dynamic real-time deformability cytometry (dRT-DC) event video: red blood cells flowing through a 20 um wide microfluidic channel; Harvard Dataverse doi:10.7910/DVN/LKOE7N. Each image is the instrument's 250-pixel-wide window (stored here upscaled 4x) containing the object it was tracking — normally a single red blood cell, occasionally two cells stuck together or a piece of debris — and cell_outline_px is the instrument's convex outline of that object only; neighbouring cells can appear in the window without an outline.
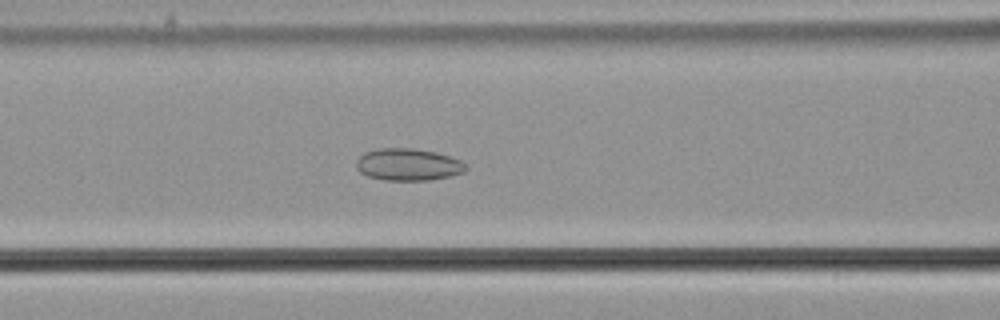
{"species": "common noctule bat (a hibernating species)", "species_latin": "Nyctalus noctula", "temperature_condition": "cold", "stored_images_in_passage": 57, "camera_frame_rate_fps": 3000, "um_per_image_px": 0.085, "animal": {"sex": "male", "body_mass_g": 21.5, "forearm_length_mm": 52.0}, "frame": {"image": 1, "passage_image": 25, "time_ms": 8.0, "image_size_px": [1000, 320], "cell_outline_px": [[468, 168], [464, 172], [448, 176], [428, 180], [388, 180], [368, 176], [360, 172], [356, 168], [356, 160], [364, 152], [376, 148], [412, 148], [436, 152], [460, 160]], "centroid_in_image_um": [34.66, 13.97], "position_along_channel_um": 131.9, "area_um2": 20.4}}
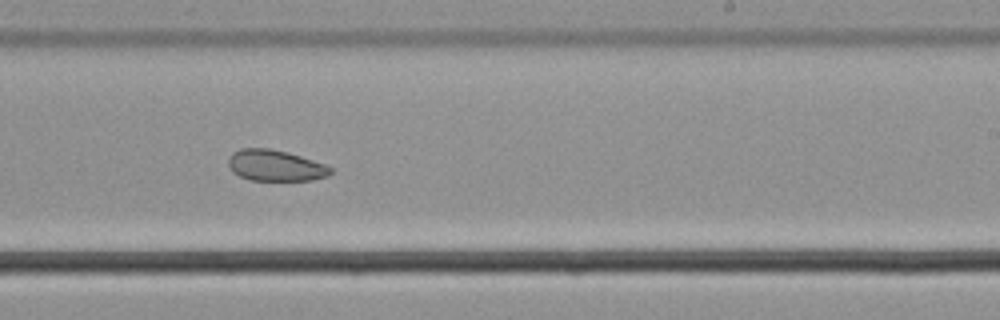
{"frame": {"image": 2, "passage_image": 36, "time_ms": 11.667, "image_size_px": [1000, 320], "cell_outline_px": [[332, 172], [328, 176], [312, 180], [252, 180], [240, 176], [232, 172], [228, 168], [228, 160], [232, 152], [240, 148], [268, 148], [288, 152], [324, 164], [332, 168]], "centroid_in_image_um": [23.37, 14.06], "position_along_channel_um": 265.6, "area_um2": 18.55}}
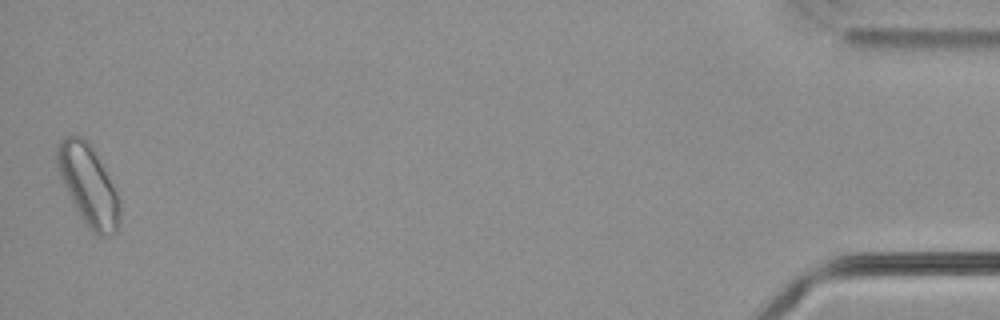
{"frame": {"image": 3, "passage_image": 57, "time_ms": 18.667, "image_size_px": [1000, 320], "cell_outline_px": [[120, 224], [116, 232], [108, 236], [96, 236], [88, 228], [80, 216], [56, 168], [56, 144], [64, 136], [80, 136], [88, 140], [108, 176], [120, 200]], "centroid_in_image_um": [7.51, 15.75], "position_along_channel_um": 427.7, "area_um2": 29.19}}